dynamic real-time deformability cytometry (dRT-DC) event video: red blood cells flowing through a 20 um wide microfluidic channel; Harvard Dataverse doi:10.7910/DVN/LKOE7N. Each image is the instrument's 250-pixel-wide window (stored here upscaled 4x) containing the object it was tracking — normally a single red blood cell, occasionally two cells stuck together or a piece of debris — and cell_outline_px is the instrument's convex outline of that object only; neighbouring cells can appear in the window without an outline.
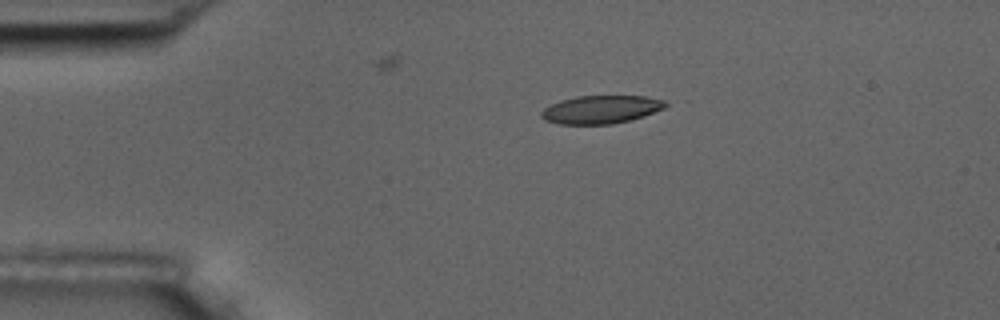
{"species": "common noctule bat (a hibernating species)", "species_latin": "Nyctalus noctula", "temperature_condition": "room temperature", "stored_images_in_passage": 3, "camera_frame_rate_fps": 3000, "um_per_image_px": 0.085, "animal": {"sex": "male", "body_mass_g": 17.5, "forearm_length_mm": 52.3}, "frame": {"image": 1, "passage_image": 1, "time_ms": 0.0, "image_size_px": [1000, 320], "cell_outline_px": [[668, 104], [664, 108], [644, 116], [612, 124], [560, 124], [544, 120], [540, 116], [540, 112], [544, 108], [560, 100], [576, 96], [644, 96], [664, 100]], "centroid_in_image_um": [51.06, 9.3], "position_along_channel_um": 33.9, "area_um2": 20.29}}
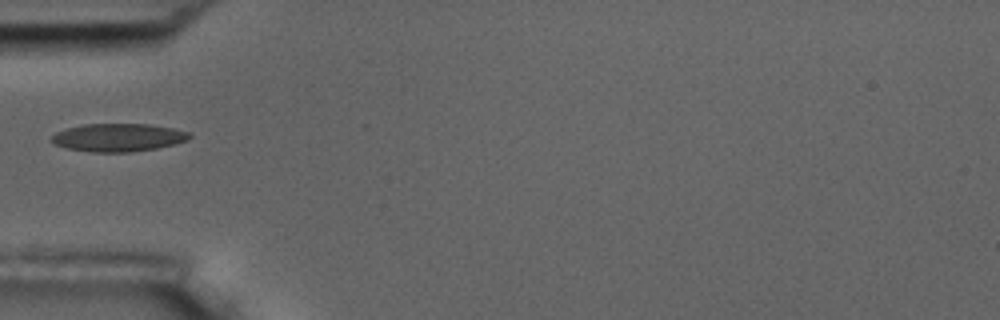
{"frame": {"image": 2, "passage_image": 3, "time_ms": 2.333, "image_size_px": [1000, 320], "cell_outline_px": [[192, 136], [188, 140], [176, 144], [156, 148], [132, 152], [92, 152], [68, 148], [56, 144], [52, 140], [52, 136], [56, 132], [68, 128], [84, 124], [148, 124], [176, 128], [188, 132]], "centroid_in_image_um": [10.11, 11.68], "position_along_channel_um": 74.9, "area_um2": 22.43}}